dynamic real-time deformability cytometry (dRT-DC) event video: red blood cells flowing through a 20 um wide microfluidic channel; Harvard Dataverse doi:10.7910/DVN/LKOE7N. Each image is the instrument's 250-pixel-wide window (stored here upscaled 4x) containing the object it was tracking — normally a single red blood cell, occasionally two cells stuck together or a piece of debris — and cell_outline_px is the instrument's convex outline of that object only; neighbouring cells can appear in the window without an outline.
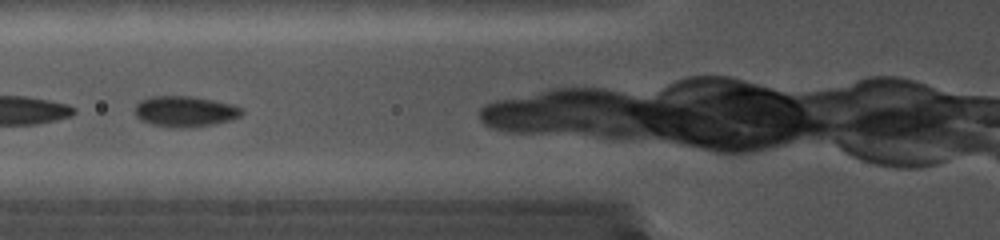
{"species": "common noctule bat (a hibernating species)", "species_latin": "Nyctalus noctula", "temperature_condition": "cold", "stored_images_in_passage": 28, "camera_frame_rate_fps": 5000, "um_per_image_px": 0.085, "animal": {"sex": "female", "body_mass_g": 19.0, "forearm_length_mm": 56.7}, "frame": {"image": 1, "passage_image": 5, "time_ms": 0.8, "image_size_px": [1000, 240], "cell_outline_px": [[244, 112], [240, 116], [228, 120], [212, 124], [188, 128], [168, 128], [152, 124], [140, 120], [136, 116], [136, 104], [140, 100], [152, 96], [188, 96], [212, 100], [232, 104], [240, 108]], "centroid_in_image_um": [15.68, 9.48], "position_along_channel_um": 110.1, "area_um2": 19.07}}